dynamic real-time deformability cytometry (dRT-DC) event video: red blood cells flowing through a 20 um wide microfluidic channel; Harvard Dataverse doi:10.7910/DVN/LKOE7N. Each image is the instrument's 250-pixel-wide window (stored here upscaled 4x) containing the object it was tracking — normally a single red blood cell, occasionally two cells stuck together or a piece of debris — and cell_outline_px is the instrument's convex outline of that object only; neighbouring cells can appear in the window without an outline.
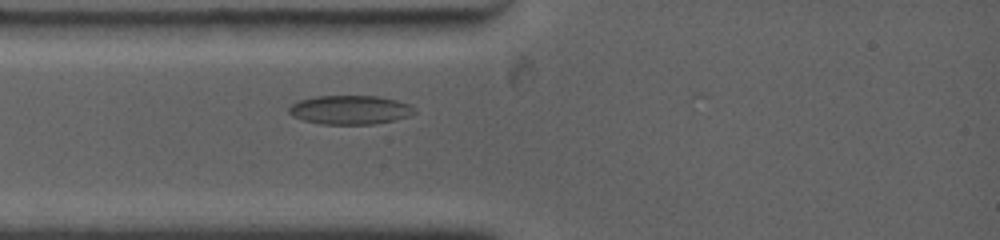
{"species": "common noctule bat (a hibernating species)", "species_latin": "Nyctalus noctula", "temperature_condition": "warm", "stored_images_in_passage": 11, "camera_frame_rate_fps": 4500, "um_per_image_px": 0.085, "animal": {"sex": "female", "body_mass_g": 19.0, "forearm_length_mm": 53.3}, "frame": {"image": 1, "passage_image": 5, "time_ms": 2.222, "image_size_px": [1000, 240], "cell_outline_px": [[416, 112], [408, 116], [396, 120], [372, 124], [320, 124], [304, 120], [292, 116], [288, 112], [288, 108], [292, 104], [300, 100], [316, 96], [376, 96], [396, 100], [408, 104]], "centroid_in_image_um": [29.73, 9.34], "position_along_channel_um": 55.3, "area_um2": 21.04}}
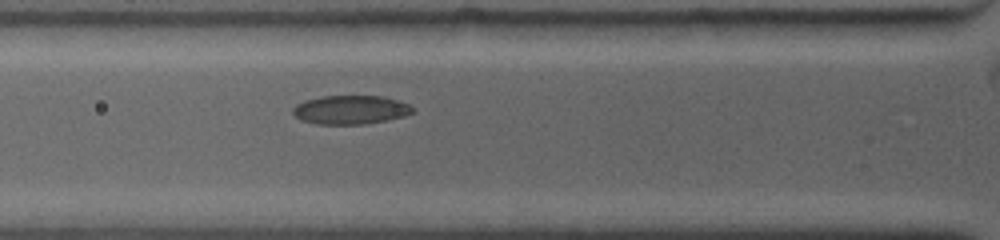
{"frame": {"image": 2, "passage_image": 7, "time_ms": 3.333, "image_size_px": [1000, 240], "cell_outline_px": [[412, 112], [404, 116], [384, 120], [360, 124], [316, 124], [300, 120], [292, 112], [292, 108], [296, 104], [304, 100], [324, 96], [384, 96], [400, 100], [408, 104], [412, 108]], "centroid_in_image_um": [29.75, 9.32], "position_along_channel_um": 96.0, "area_um2": 20.0}}
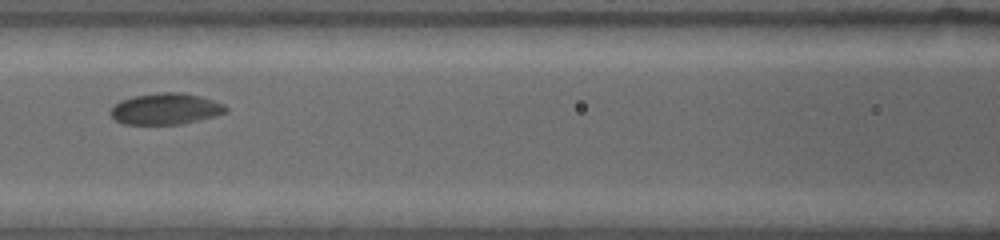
{"frame": {"image": 3, "passage_image": 10, "time_ms": 4.889, "image_size_px": [1000, 240], "cell_outline_px": [[228, 108], [224, 112], [212, 116], [180, 124], [124, 124], [116, 120], [108, 112], [120, 100], [132, 96], [156, 92], [184, 92], [200, 96], [224, 104]], "centroid_in_image_um": [14.03, 9.23], "position_along_channel_um": 152.6, "area_um2": 20.87}}